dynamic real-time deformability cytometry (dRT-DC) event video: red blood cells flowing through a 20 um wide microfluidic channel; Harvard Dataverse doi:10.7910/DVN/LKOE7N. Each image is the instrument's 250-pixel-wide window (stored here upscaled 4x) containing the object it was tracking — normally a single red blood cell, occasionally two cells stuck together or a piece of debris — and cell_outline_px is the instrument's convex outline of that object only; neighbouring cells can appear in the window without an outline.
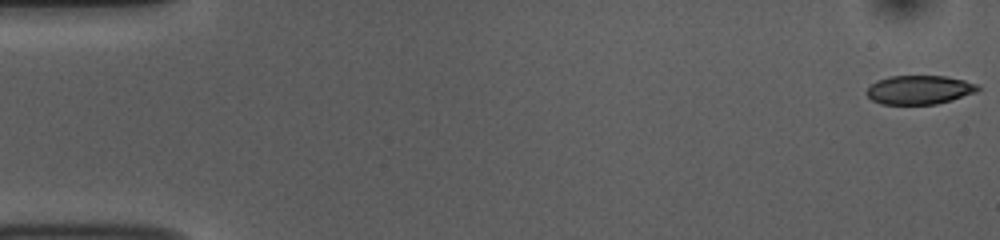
{"species": "common noctule bat (a hibernating species)", "species_latin": "Nyctalus noctula", "temperature_condition": "room temperature", "stored_images_in_passage": 53, "camera_frame_rate_fps": 3000, "um_per_image_px": 0.085, "animal": {"sex": "female", "body_mass_g": 10.0, "forearm_length_mm": 53.1}, "frame": {"image": 1, "passage_image": 1, "time_ms": 0.0, "image_size_px": [1000, 240], "cell_outline_px": [[980, 88], [976, 92], [952, 100], [936, 104], [880, 104], [872, 100], [868, 96], [868, 88], [876, 80], [888, 76], [944, 76], [964, 80], [976, 84]], "centroid_in_image_um": [78.14, 7.63], "position_along_channel_um": 6.9, "area_um2": 18.61}}
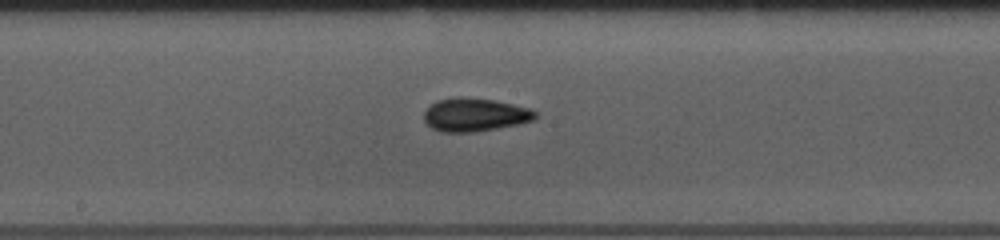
{"frame": {"image": 2, "passage_image": 28, "time_ms": 9.0, "image_size_px": [1000, 240], "cell_outline_px": [[536, 116], [532, 120], [520, 124], [472, 132], [440, 132], [432, 128], [424, 120], [424, 112], [436, 100], [460, 96], [492, 100], [512, 104], [528, 108], [536, 112]], "centroid_in_image_um": [40.33, 9.75], "position_along_channel_um": 207.9, "area_um2": 21.39}}
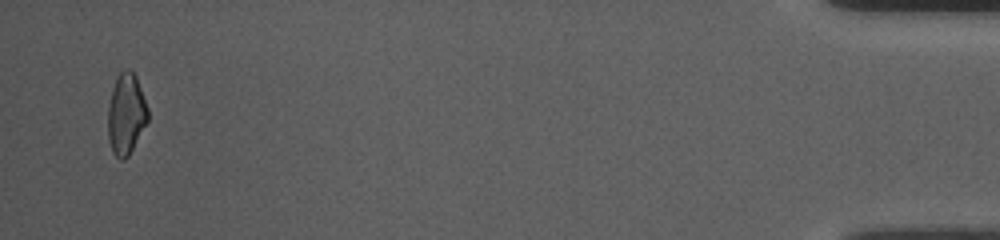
{"frame": {"image": 3, "passage_image": 52, "time_ms": 17.0, "image_size_px": [1000, 240], "cell_outline_px": [[148, 120], [128, 156], [124, 160], [120, 160], [112, 152], [108, 140], [108, 104], [112, 88], [120, 72], [124, 68], [128, 68], [136, 76], [148, 108]], "centroid_in_image_um": [10.7, 9.69], "position_along_channel_um": 424.5, "area_um2": 18.84}, "authors_computed_cell_mechanics": {"area_um2": 19.8832, "velocity_mm_per_s": 3.7676, "shape_relaxation_time_tau1_ms": 7.3117, "shape_relaxation_time_tau2_ms": 2.3563, "deformation_change_tau1": 0.1612, "deformation_change_tau2": 0.0835}}